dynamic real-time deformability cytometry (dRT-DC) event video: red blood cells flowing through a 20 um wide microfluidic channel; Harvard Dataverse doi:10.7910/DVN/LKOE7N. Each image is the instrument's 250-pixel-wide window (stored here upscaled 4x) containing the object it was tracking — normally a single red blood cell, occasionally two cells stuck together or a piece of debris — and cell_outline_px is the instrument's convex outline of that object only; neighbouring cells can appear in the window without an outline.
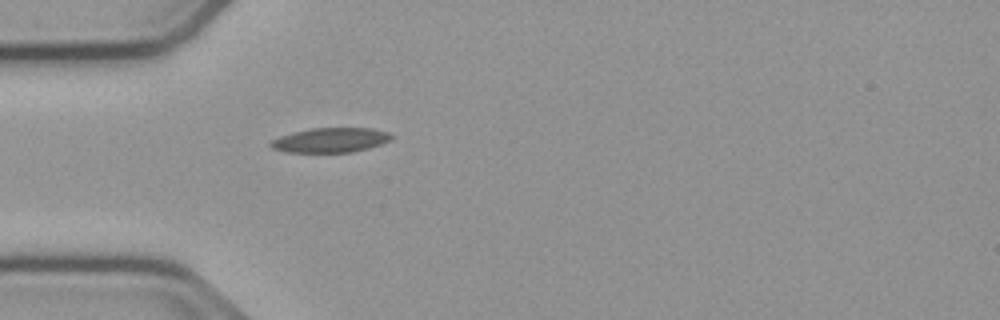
{"species": "common noctule bat (a hibernating species)", "species_latin": "Nyctalus noctula", "temperature_condition": "cold", "stored_images_in_passage": 11, "camera_frame_rate_fps": 3000, "um_per_image_px": 0.085, "animal": {"sex": "male", "body_mass_g": 23.1, "forearm_length_mm": 52.7}, "frame": {"image": 1, "passage_image": 1, "time_ms": 0.0, "image_size_px": [1000, 320], "cell_outline_px": [[392, 140], [368, 148], [352, 152], [288, 152], [272, 148], [268, 144], [272, 140], [280, 136], [312, 128], [372, 128], [388, 132], [392, 136]], "centroid_in_image_um": [28.11, 11.91], "position_along_channel_um": 56.9, "area_um2": 17.17}}
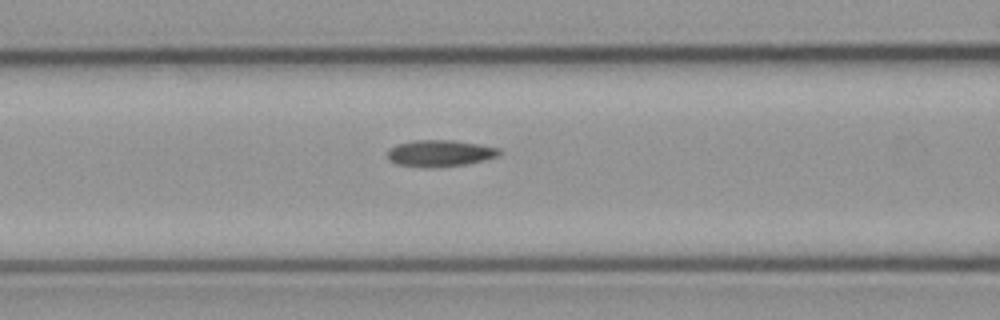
{"frame": {"image": 2, "passage_image": 7, "time_ms": 2.0, "image_size_px": [1000, 320], "cell_outline_px": [[500, 152], [496, 156], [484, 160], [464, 164], [428, 168], [396, 164], [388, 160], [388, 148], [396, 144], [412, 140], [452, 140], [500, 148]], "centroid_in_image_um": [37.32, 13.02], "position_along_channel_um": 129.3, "area_um2": 17.22}}
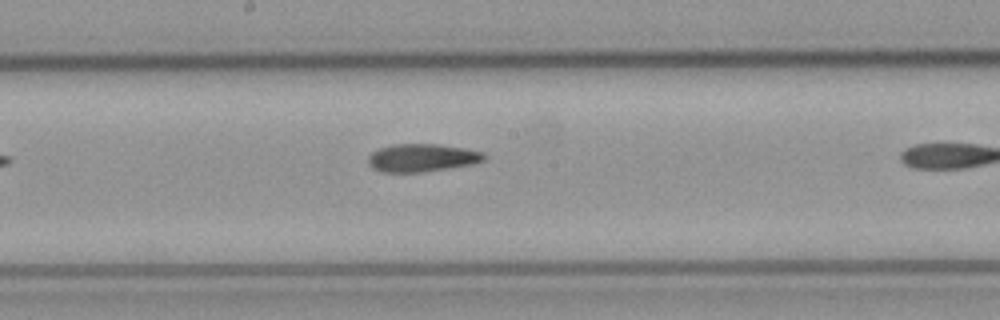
{"frame": {"image": 3, "passage_image": 10, "time_ms": 3.0, "image_size_px": [1000, 320], "cell_outline_px": [[484, 160], [472, 164], [420, 172], [384, 172], [372, 168], [368, 164], [368, 156], [372, 152], [380, 148], [392, 144], [440, 144], [464, 148], [484, 152]], "centroid_in_image_um": [35.84, 13.4], "position_along_channel_um": 212.4, "area_um2": 18.73}}